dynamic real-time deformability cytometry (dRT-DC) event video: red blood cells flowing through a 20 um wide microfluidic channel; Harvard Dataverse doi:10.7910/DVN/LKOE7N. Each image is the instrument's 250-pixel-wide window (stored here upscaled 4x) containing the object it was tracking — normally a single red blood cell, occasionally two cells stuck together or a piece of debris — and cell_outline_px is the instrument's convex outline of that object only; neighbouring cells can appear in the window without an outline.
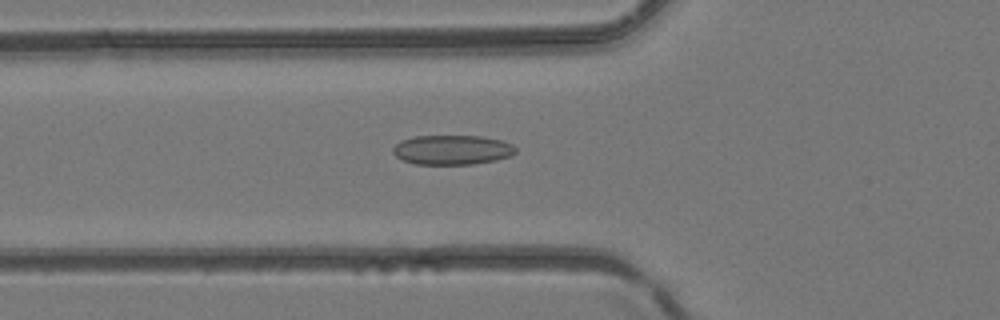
{"species": "common noctule bat (a hibernating species)", "species_latin": "Nyctalus noctula", "temperature_condition": "room temperature", "stored_images_in_passage": 48, "camera_frame_rate_fps": 3000, "um_per_image_px": 0.085, "animal": {"sex": "female", "body_mass_g": 24.6, "forearm_length_mm": 56.2}, "frame": {"image": 1, "passage_image": 18, "time_ms": 5.667, "image_size_px": [1000, 320], "cell_outline_px": [[516, 152], [512, 156], [496, 160], [472, 164], [416, 164], [404, 160], [396, 156], [392, 152], [392, 148], [400, 140], [412, 136], [480, 136], [500, 140], [512, 144], [516, 148]], "centroid_in_image_um": [38.43, 12.73], "position_along_channel_um": 87.4, "area_um2": 21.21}}
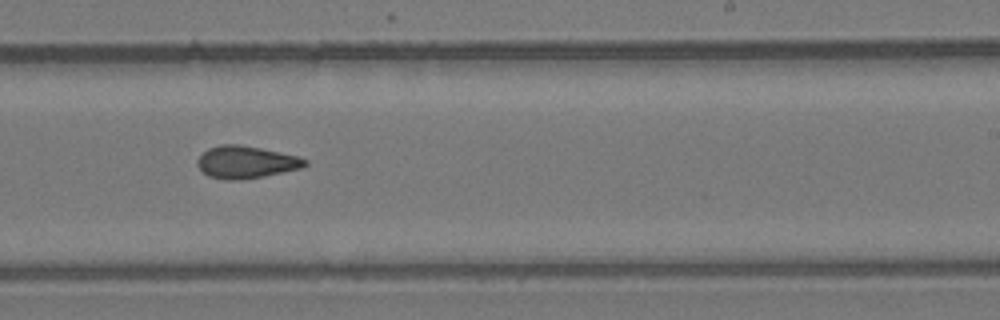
{"frame": {"image": 2, "passage_image": 30, "time_ms": 9.667, "image_size_px": [1000, 320], "cell_outline_px": [[308, 164], [300, 168], [264, 176], [240, 180], [224, 180], [208, 176], [196, 164], [196, 160], [208, 148], [220, 144], [236, 144], [260, 148], [300, 156], [308, 160]], "centroid_in_image_um": [20.91, 13.78], "position_along_channel_um": 268.1, "area_um2": 20.29}}
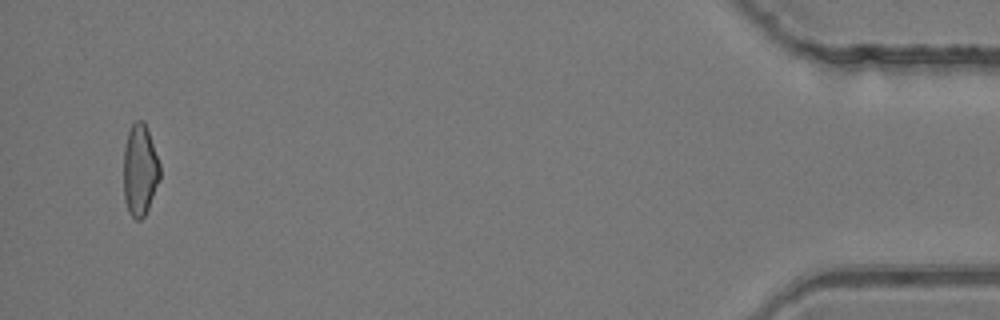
{"frame": {"image": 3, "passage_image": 46, "time_ms": 15.0, "image_size_px": [1000, 320], "cell_outline_px": [[160, 180], [148, 208], [144, 216], [140, 220], [136, 220], [128, 212], [124, 200], [124, 148], [128, 132], [132, 124], [136, 120], [144, 120], [160, 164]], "centroid_in_image_um": [11.89, 14.47], "position_along_channel_um": 423.3, "area_um2": 19.42}}